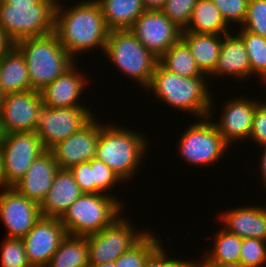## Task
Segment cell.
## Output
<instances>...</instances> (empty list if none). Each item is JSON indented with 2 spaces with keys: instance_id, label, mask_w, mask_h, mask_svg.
I'll list each match as a JSON object with an SVG mask.
<instances>
[{
  "instance_id": "41",
  "label": "cell",
  "mask_w": 266,
  "mask_h": 267,
  "mask_svg": "<svg viewBox=\"0 0 266 267\" xmlns=\"http://www.w3.org/2000/svg\"><path fill=\"white\" fill-rule=\"evenodd\" d=\"M191 267H243L241 264L219 263L209 260L204 254L200 260L191 261Z\"/></svg>"
},
{
  "instance_id": "35",
  "label": "cell",
  "mask_w": 266,
  "mask_h": 267,
  "mask_svg": "<svg viewBox=\"0 0 266 267\" xmlns=\"http://www.w3.org/2000/svg\"><path fill=\"white\" fill-rule=\"evenodd\" d=\"M242 29L266 37V0H249Z\"/></svg>"
},
{
  "instance_id": "29",
  "label": "cell",
  "mask_w": 266,
  "mask_h": 267,
  "mask_svg": "<svg viewBox=\"0 0 266 267\" xmlns=\"http://www.w3.org/2000/svg\"><path fill=\"white\" fill-rule=\"evenodd\" d=\"M214 235V246L203 253L209 260L219 263L239 264L242 238L221 227Z\"/></svg>"
},
{
  "instance_id": "32",
  "label": "cell",
  "mask_w": 266,
  "mask_h": 267,
  "mask_svg": "<svg viewBox=\"0 0 266 267\" xmlns=\"http://www.w3.org/2000/svg\"><path fill=\"white\" fill-rule=\"evenodd\" d=\"M92 168V183H95V194L104 193L111 195L108 191L120 183H125L116 172H114L102 160L96 157L90 160Z\"/></svg>"
},
{
  "instance_id": "17",
  "label": "cell",
  "mask_w": 266,
  "mask_h": 267,
  "mask_svg": "<svg viewBox=\"0 0 266 267\" xmlns=\"http://www.w3.org/2000/svg\"><path fill=\"white\" fill-rule=\"evenodd\" d=\"M226 101L228 102L224 103L223 111H220V119L213 123L224 141L232 146V142L249 140L254 114L260 100H250L243 95Z\"/></svg>"
},
{
  "instance_id": "47",
  "label": "cell",
  "mask_w": 266,
  "mask_h": 267,
  "mask_svg": "<svg viewBox=\"0 0 266 267\" xmlns=\"http://www.w3.org/2000/svg\"><path fill=\"white\" fill-rule=\"evenodd\" d=\"M6 135H7V133L5 131L4 125L2 123L1 115H0V146L4 142V139L6 138Z\"/></svg>"
},
{
  "instance_id": "20",
  "label": "cell",
  "mask_w": 266,
  "mask_h": 267,
  "mask_svg": "<svg viewBox=\"0 0 266 267\" xmlns=\"http://www.w3.org/2000/svg\"><path fill=\"white\" fill-rule=\"evenodd\" d=\"M218 221L227 232L244 238L266 241V204L263 206H242L218 214Z\"/></svg>"
},
{
  "instance_id": "6",
  "label": "cell",
  "mask_w": 266,
  "mask_h": 267,
  "mask_svg": "<svg viewBox=\"0 0 266 267\" xmlns=\"http://www.w3.org/2000/svg\"><path fill=\"white\" fill-rule=\"evenodd\" d=\"M104 56L116 69L145 89L150 84L158 58L149 52L130 30L109 32Z\"/></svg>"
},
{
  "instance_id": "7",
  "label": "cell",
  "mask_w": 266,
  "mask_h": 267,
  "mask_svg": "<svg viewBox=\"0 0 266 267\" xmlns=\"http://www.w3.org/2000/svg\"><path fill=\"white\" fill-rule=\"evenodd\" d=\"M56 5L50 0L38 3L5 4L0 1V26L16 43L54 32Z\"/></svg>"
},
{
  "instance_id": "44",
  "label": "cell",
  "mask_w": 266,
  "mask_h": 267,
  "mask_svg": "<svg viewBox=\"0 0 266 267\" xmlns=\"http://www.w3.org/2000/svg\"><path fill=\"white\" fill-rule=\"evenodd\" d=\"M261 147L264 150L261 151L263 153H262V155L260 157L261 160H259V163H260V165H259L260 166L259 167L260 170L259 171L261 173L260 176H262V179H260V180L264 184L263 186H265V188H266V145L260 146L259 148H261Z\"/></svg>"
},
{
  "instance_id": "26",
  "label": "cell",
  "mask_w": 266,
  "mask_h": 267,
  "mask_svg": "<svg viewBox=\"0 0 266 267\" xmlns=\"http://www.w3.org/2000/svg\"><path fill=\"white\" fill-rule=\"evenodd\" d=\"M211 0H198L186 29L182 32L225 35L232 31ZM229 28V29H228Z\"/></svg>"
},
{
  "instance_id": "15",
  "label": "cell",
  "mask_w": 266,
  "mask_h": 267,
  "mask_svg": "<svg viewBox=\"0 0 266 267\" xmlns=\"http://www.w3.org/2000/svg\"><path fill=\"white\" fill-rule=\"evenodd\" d=\"M60 218L42 217L22 238L25 253L32 267H45L66 237Z\"/></svg>"
},
{
  "instance_id": "24",
  "label": "cell",
  "mask_w": 266,
  "mask_h": 267,
  "mask_svg": "<svg viewBox=\"0 0 266 267\" xmlns=\"http://www.w3.org/2000/svg\"><path fill=\"white\" fill-rule=\"evenodd\" d=\"M0 86L5 94L31 90L26 60L16 47L0 59Z\"/></svg>"
},
{
  "instance_id": "38",
  "label": "cell",
  "mask_w": 266,
  "mask_h": 267,
  "mask_svg": "<svg viewBox=\"0 0 266 267\" xmlns=\"http://www.w3.org/2000/svg\"><path fill=\"white\" fill-rule=\"evenodd\" d=\"M143 267H191V260L171 258L161 244L147 259Z\"/></svg>"
},
{
  "instance_id": "14",
  "label": "cell",
  "mask_w": 266,
  "mask_h": 267,
  "mask_svg": "<svg viewBox=\"0 0 266 267\" xmlns=\"http://www.w3.org/2000/svg\"><path fill=\"white\" fill-rule=\"evenodd\" d=\"M41 218L40 205L19 194L13 187L0 192V219L7 236L23 238Z\"/></svg>"
},
{
  "instance_id": "49",
  "label": "cell",
  "mask_w": 266,
  "mask_h": 267,
  "mask_svg": "<svg viewBox=\"0 0 266 267\" xmlns=\"http://www.w3.org/2000/svg\"><path fill=\"white\" fill-rule=\"evenodd\" d=\"M4 96H5V93L3 92V90L1 89V86H0V109L3 105Z\"/></svg>"
},
{
  "instance_id": "3",
  "label": "cell",
  "mask_w": 266,
  "mask_h": 267,
  "mask_svg": "<svg viewBox=\"0 0 266 267\" xmlns=\"http://www.w3.org/2000/svg\"><path fill=\"white\" fill-rule=\"evenodd\" d=\"M146 139L138 131L114 123L103 124L95 157L108 165L126 184V181L134 179V174L145 160L149 145Z\"/></svg>"
},
{
  "instance_id": "43",
  "label": "cell",
  "mask_w": 266,
  "mask_h": 267,
  "mask_svg": "<svg viewBox=\"0 0 266 267\" xmlns=\"http://www.w3.org/2000/svg\"><path fill=\"white\" fill-rule=\"evenodd\" d=\"M167 0H142L145 10H161Z\"/></svg>"
},
{
  "instance_id": "25",
  "label": "cell",
  "mask_w": 266,
  "mask_h": 267,
  "mask_svg": "<svg viewBox=\"0 0 266 267\" xmlns=\"http://www.w3.org/2000/svg\"><path fill=\"white\" fill-rule=\"evenodd\" d=\"M106 26L112 30H129L145 11L142 0H96Z\"/></svg>"
},
{
  "instance_id": "46",
  "label": "cell",
  "mask_w": 266,
  "mask_h": 267,
  "mask_svg": "<svg viewBox=\"0 0 266 267\" xmlns=\"http://www.w3.org/2000/svg\"><path fill=\"white\" fill-rule=\"evenodd\" d=\"M0 1L5 4H12V3H38L40 0H0Z\"/></svg>"
},
{
  "instance_id": "12",
  "label": "cell",
  "mask_w": 266,
  "mask_h": 267,
  "mask_svg": "<svg viewBox=\"0 0 266 267\" xmlns=\"http://www.w3.org/2000/svg\"><path fill=\"white\" fill-rule=\"evenodd\" d=\"M129 30L158 59L182 34L161 10H145Z\"/></svg>"
},
{
  "instance_id": "1",
  "label": "cell",
  "mask_w": 266,
  "mask_h": 267,
  "mask_svg": "<svg viewBox=\"0 0 266 267\" xmlns=\"http://www.w3.org/2000/svg\"><path fill=\"white\" fill-rule=\"evenodd\" d=\"M66 7L56 5L54 22V33L64 49L75 60L94 48L104 52L110 30L98 2L81 0Z\"/></svg>"
},
{
  "instance_id": "27",
  "label": "cell",
  "mask_w": 266,
  "mask_h": 267,
  "mask_svg": "<svg viewBox=\"0 0 266 267\" xmlns=\"http://www.w3.org/2000/svg\"><path fill=\"white\" fill-rule=\"evenodd\" d=\"M89 248L85 236L66 235L45 267H88Z\"/></svg>"
},
{
  "instance_id": "48",
  "label": "cell",
  "mask_w": 266,
  "mask_h": 267,
  "mask_svg": "<svg viewBox=\"0 0 266 267\" xmlns=\"http://www.w3.org/2000/svg\"><path fill=\"white\" fill-rule=\"evenodd\" d=\"M88 267H117L115 262L103 263V264H89Z\"/></svg>"
},
{
  "instance_id": "8",
  "label": "cell",
  "mask_w": 266,
  "mask_h": 267,
  "mask_svg": "<svg viewBox=\"0 0 266 267\" xmlns=\"http://www.w3.org/2000/svg\"><path fill=\"white\" fill-rule=\"evenodd\" d=\"M196 119L178 141L179 155L189 166L209 167L220 161L230 146L209 117Z\"/></svg>"
},
{
  "instance_id": "5",
  "label": "cell",
  "mask_w": 266,
  "mask_h": 267,
  "mask_svg": "<svg viewBox=\"0 0 266 267\" xmlns=\"http://www.w3.org/2000/svg\"><path fill=\"white\" fill-rule=\"evenodd\" d=\"M116 196L83 193L60 218L67 234L88 236L110 226L125 209Z\"/></svg>"
},
{
  "instance_id": "33",
  "label": "cell",
  "mask_w": 266,
  "mask_h": 267,
  "mask_svg": "<svg viewBox=\"0 0 266 267\" xmlns=\"http://www.w3.org/2000/svg\"><path fill=\"white\" fill-rule=\"evenodd\" d=\"M0 249L1 267H32L25 253L22 238L6 237Z\"/></svg>"
},
{
  "instance_id": "30",
  "label": "cell",
  "mask_w": 266,
  "mask_h": 267,
  "mask_svg": "<svg viewBox=\"0 0 266 267\" xmlns=\"http://www.w3.org/2000/svg\"><path fill=\"white\" fill-rule=\"evenodd\" d=\"M236 33L245 44L251 66V78L257 75L264 82L266 80V37L246 31L241 27Z\"/></svg>"
},
{
  "instance_id": "13",
  "label": "cell",
  "mask_w": 266,
  "mask_h": 267,
  "mask_svg": "<svg viewBox=\"0 0 266 267\" xmlns=\"http://www.w3.org/2000/svg\"><path fill=\"white\" fill-rule=\"evenodd\" d=\"M43 106L40 91L5 94L0 115L6 133L35 132Z\"/></svg>"
},
{
  "instance_id": "45",
  "label": "cell",
  "mask_w": 266,
  "mask_h": 267,
  "mask_svg": "<svg viewBox=\"0 0 266 267\" xmlns=\"http://www.w3.org/2000/svg\"><path fill=\"white\" fill-rule=\"evenodd\" d=\"M6 188L5 177L3 173L2 151L0 146V190Z\"/></svg>"
},
{
  "instance_id": "37",
  "label": "cell",
  "mask_w": 266,
  "mask_h": 267,
  "mask_svg": "<svg viewBox=\"0 0 266 267\" xmlns=\"http://www.w3.org/2000/svg\"><path fill=\"white\" fill-rule=\"evenodd\" d=\"M221 12L225 22L230 26L243 24L249 0H211ZM232 23V24H231Z\"/></svg>"
},
{
  "instance_id": "21",
  "label": "cell",
  "mask_w": 266,
  "mask_h": 267,
  "mask_svg": "<svg viewBox=\"0 0 266 267\" xmlns=\"http://www.w3.org/2000/svg\"><path fill=\"white\" fill-rule=\"evenodd\" d=\"M230 76L234 80L248 79L251 76V66L245 44L235 33L223 35L221 50L213 78Z\"/></svg>"
},
{
  "instance_id": "11",
  "label": "cell",
  "mask_w": 266,
  "mask_h": 267,
  "mask_svg": "<svg viewBox=\"0 0 266 267\" xmlns=\"http://www.w3.org/2000/svg\"><path fill=\"white\" fill-rule=\"evenodd\" d=\"M6 188L13 187L45 148L35 132L8 133L1 145Z\"/></svg>"
},
{
  "instance_id": "39",
  "label": "cell",
  "mask_w": 266,
  "mask_h": 267,
  "mask_svg": "<svg viewBox=\"0 0 266 267\" xmlns=\"http://www.w3.org/2000/svg\"><path fill=\"white\" fill-rule=\"evenodd\" d=\"M251 140L259 147L266 145V104L264 102H260L256 107L249 137V141Z\"/></svg>"
},
{
  "instance_id": "19",
  "label": "cell",
  "mask_w": 266,
  "mask_h": 267,
  "mask_svg": "<svg viewBox=\"0 0 266 267\" xmlns=\"http://www.w3.org/2000/svg\"><path fill=\"white\" fill-rule=\"evenodd\" d=\"M58 169L53 154L46 150L34 160L25 175L13 188L19 194L40 205L51 189Z\"/></svg>"
},
{
  "instance_id": "50",
  "label": "cell",
  "mask_w": 266,
  "mask_h": 267,
  "mask_svg": "<svg viewBox=\"0 0 266 267\" xmlns=\"http://www.w3.org/2000/svg\"><path fill=\"white\" fill-rule=\"evenodd\" d=\"M51 2H53L55 5H59L60 3L58 2L59 0H50Z\"/></svg>"
},
{
  "instance_id": "16",
  "label": "cell",
  "mask_w": 266,
  "mask_h": 267,
  "mask_svg": "<svg viewBox=\"0 0 266 267\" xmlns=\"http://www.w3.org/2000/svg\"><path fill=\"white\" fill-rule=\"evenodd\" d=\"M102 125L103 122L98 123V118L95 116L81 130L53 146L49 151L53 154L58 167L70 169L94 158Z\"/></svg>"
},
{
  "instance_id": "23",
  "label": "cell",
  "mask_w": 266,
  "mask_h": 267,
  "mask_svg": "<svg viewBox=\"0 0 266 267\" xmlns=\"http://www.w3.org/2000/svg\"><path fill=\"white\" fill-rule=\"evenodd\" d=\"M181 39L190 48L201 72L210 77L218 62L223 35L182 32Z\"/></svg>"
},
{
  "instance_id": "22",
  "label": "cell",
  "mask_w": 266,
  "mask_h": 267,
  "mask_svg": "<svg viewBox=\"0 0 266 267\" xmlns=\"http://www.w3.org/2000/svg\"><path fill=\"white\" fill-rule=\"evenodd\" d=\"M82 194L69 169L59 168L51 189L40 204L41 216L61 218Z\"/></svg>"
},
{
  "instance_id": "28",
  "label": "cell",
  "mask_w": 266,
  "mask_h": 267,
  "mask_svg": "<svg viewBox=\"0 0 266 267\" xmlns=\"http://www.w3.org/2000/svg\"><path fill=\"white\" fill-rule=\"evenodd\" d=\"M158 62L166 70L182 77H208L201 72L190 48L182 39L173 44Z\"/></svg>"
},
{
  "instance_id": "9",
  "label": "cell",
  "mask_w": 266,
  "mask_h": 267,
  "mask_svg": "<svg viewBox=\"0 0 266 267\" xmlns=\"http://www.w3.org/2000/svg\"><path fill=\"white\" fill-rule=\"evenodd\" d=\"M126 216L118 217L100 232L85 236L89 248V264L115 262L125 251L138 243L149 230H137Z\"/></svg>"
},
{
  "instance_id": "10",
  "label": "cell",
  "mask_w": 266,
  "mask_h": 267,
  "mask_svg": "<svg viewBox=\"0 0 266 267\" xmlns=\"http://www.w3.org/2000/svg\"><path fill=\"white\" fill-rule=\"evenodd\" d=\"M87 107L52 108L43 106L35 133L39 136L45 150L81 130L94 117Z\"/></svg>"
},
{
  "instance_id": "18",
  "label": "cell",
  "mask_w": 266,
  "mask_h": 267,
  "mask_svg": "<svg viewBox=\"0 0 266 267\" xmlns=\"http://www.w3.org/2000/svg\"><path fill=\"white\" fill-rule=\"evenodd\" d=\"M74 63L55 81L46 85L41 91L43 105L52 108L62 107H87L80 103L83 91L87 86V79L84 71L77 68ZM76 66V67H75ZM80 70V71H79ZM80 99V100H79Z\"/></svg>"
},
{
  "instance_id": "4",
  "label": "cell",
  "mask_w": 266,
  "mask_h": 267,
  "mask_svg": "<svg viewBox=\"0 0 266 267\" xmlns=\"http://www.w3.org/2000/svg\"><path fill=\"white\" fill-rule=\"evenodd\" d=\"M15 47L26 60L31 90L41 91L76 61L64 49L54 32L21 39L15 43Z\"/></svg>"
},
{
  "instance_id": "34",
  "label": "cell",
  "mask_w": 266,
  "mask_h": 267,
  "mask_svg": "<svg viewBox=\"0 0 266 267\" xmlns=\"http://www.w3.org/2000/svg\"><path fill=\"white\" fill-rule=\"evenodd\" d=\"M239 264L243 267H265L266 241L254 238L242 239Z\"/></svg>"
},
{
  "instance_id": "31",
  "label": "cell",
  "mask_w": 266,
  "mask_h": 267,
  "mask_svg": "<svg viewBox=\"0 0 266 267\" xmlns=\"http://www.w3.org/2000/svg\"><path fill=\"white\" fill-rule=\"evenodd\" d=\"M154 232H149L132 248L119 256L115 263L117 267H143L149 256L164 242Z\"/></svg>"
},
{
  "instance_id": "2",
  "label": "cell",
  "mask_w": 266,
  "mask_h": 267,
  "mask_svg": "<svg viewBox=\"0 0 266 267\" xmlns=\"http://www.w3.org/2000/svg\"><path fill=\"white\" fill-rule=\"evenodd\" d=\"M207 78L209 77H182L166 70L158 62L146 91H151L157 100L160 99L174 110L196 115L199 119H212L217 101L208 89Z\"/></svg>"
},
{
  "instance_id": "40",
  "label": "cell",
  "mask_w": 266,
  "mask_h": 267,
  "mask_svg": "<svg viewBox=\"0 0 266 267\" xmlns=\"http://www.w3.org/2000/svg\"><path fill=\"white\" fill-rule=\"evenodd\" d=\"M82 193L95 194V183H92L90 161L77 164L69 169Z\"/></svg>"
},
{
  "instance_id": "42",
  "label": "cell",
  "mask_w": 266,
  "mask_h": 267,
  "mask_svg": "<svg viewBox=\"0 0 266 267\" xmlns=\"http://www.w3.org/2000/svg\"><path fill=\"white\" fill-rule=\"evenodd\" d=\"M15 47V42L0 26V59Z\"/></svg>"
},
{
  "instance_id": "36",
  "label": "cell",
  "mask_w": 266,
  "mask_h": 267,
  "mask_svg": "<svg viewBox=\"0 0 266 267\" xmlns=\"http://www.w3.org/2000/svg\"><path fill=\"white\" fill-rule=\"evenodd\" d=\"M198 0H167L161 11L182 31L190 22Z\"/></svg>"
}]
</instances>
